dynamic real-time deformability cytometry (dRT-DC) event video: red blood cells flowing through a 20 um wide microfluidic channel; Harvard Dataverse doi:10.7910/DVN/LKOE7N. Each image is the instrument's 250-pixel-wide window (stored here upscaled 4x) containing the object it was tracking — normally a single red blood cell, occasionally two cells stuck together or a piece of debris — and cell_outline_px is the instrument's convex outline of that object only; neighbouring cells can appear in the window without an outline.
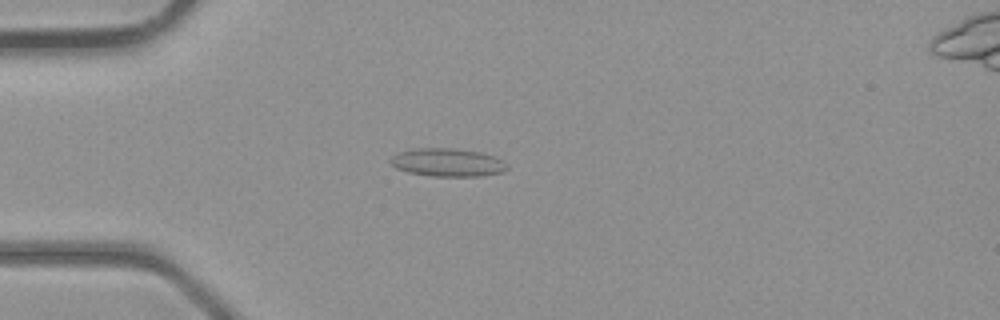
{"species": "common noctule bat (a hibernating species)", "species_latin": "Nyctalus noctula", "temperature_condition": "room temperature", "stored_images_in_passage": 5, "camera_frame_rate_fps": 3000, "um_per_image_px": 0.085, "animal": {"sex": "male", "body_mass_g": 23.1, "forearm_length_mm": 52.7}, "frame": {"image": 1, "passage_image": 3, "time_ms": 2.333, "image_size_px": [1000, 320], "cell_outline_px": [[508, 168], [504, 172], [480, 176], [432, 176], [408, 172], [396, 168], [388, 160], [392, 156], [400, 152], [412, 148], [452, 148], [480, 152], [492, 156], [500, 160]], "centroid_in_image_um": [38.0, 13.81], "position_along_channel_um": 47.0, "area_um2": 18.96}}